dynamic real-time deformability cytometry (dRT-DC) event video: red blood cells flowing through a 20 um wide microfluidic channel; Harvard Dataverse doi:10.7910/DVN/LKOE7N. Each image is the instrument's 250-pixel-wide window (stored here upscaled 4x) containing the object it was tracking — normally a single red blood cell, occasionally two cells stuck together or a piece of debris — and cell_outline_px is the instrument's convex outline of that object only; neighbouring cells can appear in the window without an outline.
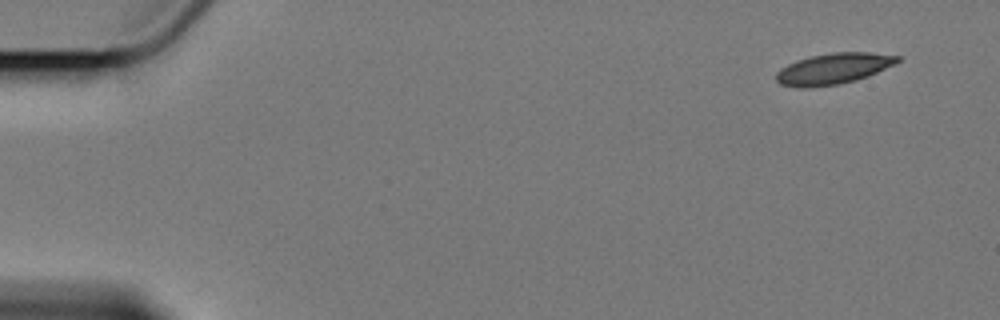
{"species": "Egyptian fruit bat (a non-hibernating species)", "species_latin": "Rousettus aegyptiacus", "temperature_condition": "cold", "stored_images_in_passage": 4, "camera_frame_rate_fps": 3000, "um_per_image_px": 0.085, "animal": {"sex": "female"}, "frame": {"image": 1, "passage_image": 1, "time_ms": 0.0, "image_size_px": [1000, 320], "cell_outline_px": [[900, 60], [868, 76], [856, 80], [836, 84], [804, 88], [800, 88], [780, 84], [776, 80], [776, 72], [780, 68], [796, 60], [812, 56], [832, 52], [868, 52], [900, 56]], "centroid_in_image_um": [70.79, 5.83], "position_along_channel_um": 14.2, "area_um2": 21.62}}
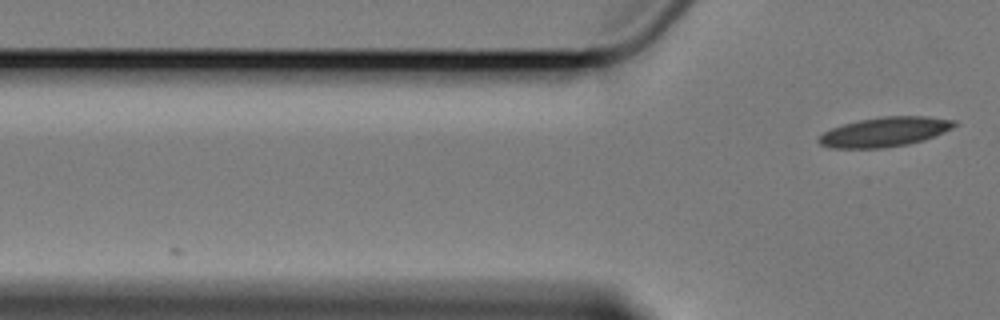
{"frame": {"image": 2, "passage_image": 4, "time_ms": 4.333, "image_size_px": [1000, 320], "cell_outline_px": [[960, 124], [944, 132], [924, 140], [908, 144], [880, 148], [832, 148], [820, 144], [816, 140], [824, 132], [832, 128], [844, 124], [860, 120], [884, 116], [928, 116], [956, 120]], "centroid_in_image_um": [75.25, 11.2], "position_along_channel_um": 50.6, "area_um2": 23.35}}